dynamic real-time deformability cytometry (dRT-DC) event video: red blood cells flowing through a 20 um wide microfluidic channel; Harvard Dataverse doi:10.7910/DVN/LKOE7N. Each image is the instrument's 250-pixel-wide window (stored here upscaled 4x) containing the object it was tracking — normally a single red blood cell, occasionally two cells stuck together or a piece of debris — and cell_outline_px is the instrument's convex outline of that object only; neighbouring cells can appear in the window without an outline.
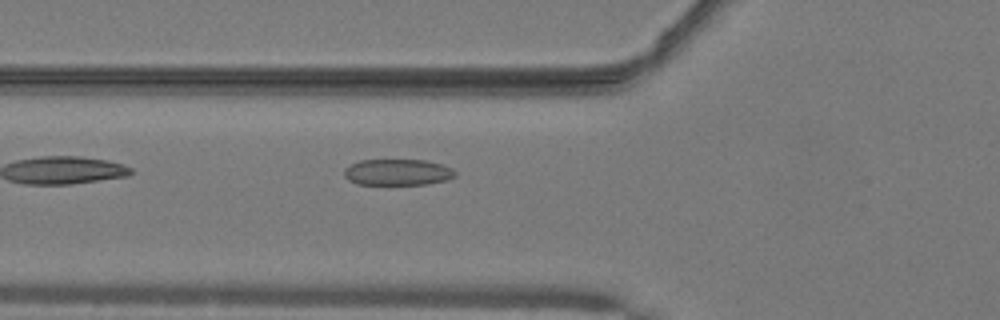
{"species": "common noctule bat (a hibernating species)", "species_latin": "Nyctalus noctula", "temperature_condition": "warm", "stored_images_in_passage": 36, "camera_frame_rate_fps": 3000, "um_per_image_px": 0.085, "animal": {"sex": "male", "body_mass_g": 19.2, "forearm_length_mm": 51.8}, "frame": {"image": 1, "passage_image": 4, "time_ms": 1.0, "image_size_px": [1000, 320], "cell_outline_px": [[456, 176], [448, 180], [428, 184], [356, 184], [348, 180], [344, 176], [344, 168], [360, 160], [424, 160], [440, 164], [452, 168], [456, 172]], "centroid_in_image_um": [33.8, 14.64], "position_along_channel_um": 92.0, "area_um2": 16.99}}
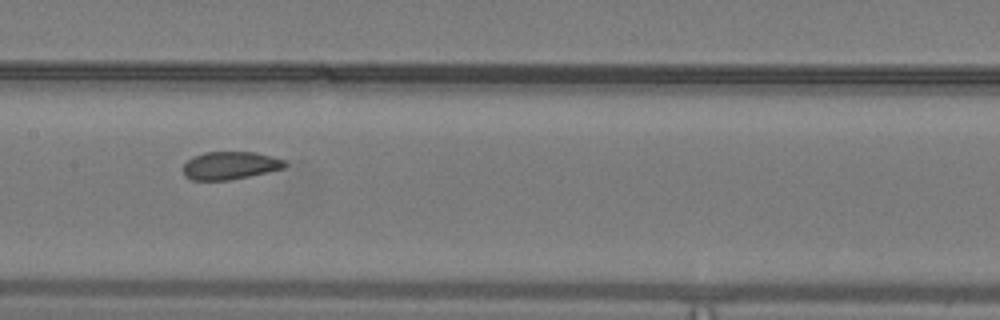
{"frame": {"image": 2, "passage_image": 11, "time_ms": 3.333, "image_size_px": [1000, 320], "cell_outline_px": [[288, 164], [284, 168], [268, 172], [228, 180], [192, 180], [184, 176], [184, 164], [192, 156], [208, 152], [256, 152], [272, 156], [284, 160]], "centroid_in_image_um": [19.57, 14.06], "position_along_channel_um": 187.8, "area_um2": 16.47}}
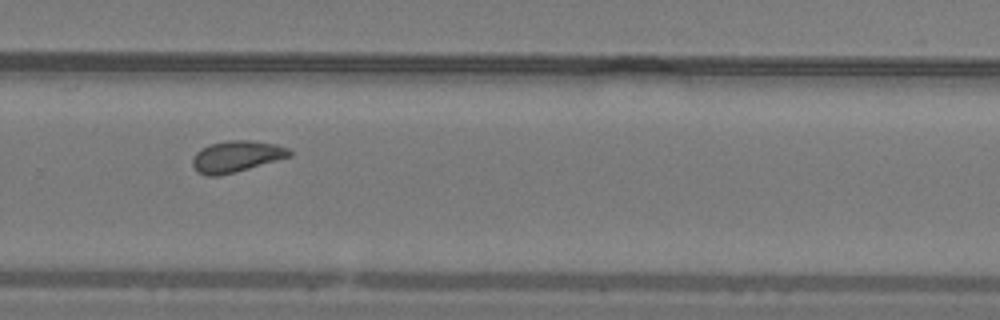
{"frame": {"image": 3, "passage_image": 20, "time_ms": 6.333, "image_size_px": [1000, 320], "cell_outline_px": [[292, 156], [236, 172], [220, 176], [208, 176], [196, 172], [192, 164], [192, 160], [196, 152], [200, 148], [212, 144], [228, 140], [252, 140], [276, 144], [288, 148], [292, 152]], "centroid_in_image_um": [20.09, 13.3], "position_along_channel_um": 309.7, "area_um2": 17.86}, "authors_computed_cell_mechanics": {"area_um2": 17.34, "velocity_mm_per_s": 4.0769, "shape_relaxation_time_tau1_ms": 4.0093, "shape_relaxation_time_tau2_ms": 1.6602, "deformation_change_tau1": 0.0946, "deformation_change_tau2": 0.0752}}